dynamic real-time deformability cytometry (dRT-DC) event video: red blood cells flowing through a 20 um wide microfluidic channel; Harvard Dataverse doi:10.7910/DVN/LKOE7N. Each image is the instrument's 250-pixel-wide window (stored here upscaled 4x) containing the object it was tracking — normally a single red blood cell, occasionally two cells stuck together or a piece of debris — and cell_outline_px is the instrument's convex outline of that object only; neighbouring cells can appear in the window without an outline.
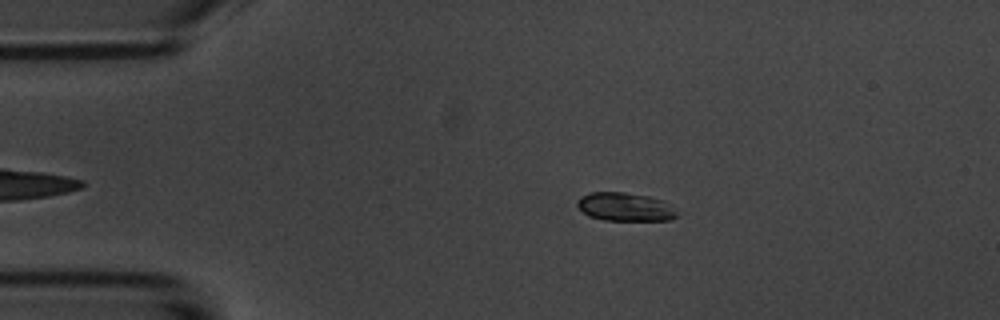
{"species": "common noctule bat (a hibernating species)", "species_latin": "Nyctalus noctula", "temperature_condition": "room temperature", "stored_images_in_passage": 5, "camera_frame_rate_fps": 3000, "um_per_image_px": 0.085, "animal": {"sex": "male", "body_mass_g": 20.1, "forearm_length_mm": 53.5}, "frame": {"image": 1, "passage_image": 3, "time_ms": 2.0, "image_size_px": [1000, 320], "cell_outline_px": [[676, 216], [672, 220], [604, 220], [588, 216], [576, 204], [576, 200], [580, 196], [592, 192], [624, 192], [648, 196], [664, 200]], "centroid_in_image_um": [53.06, 17.58], "position_along_channel_um": 31.9, "area_um2": 16.3}}
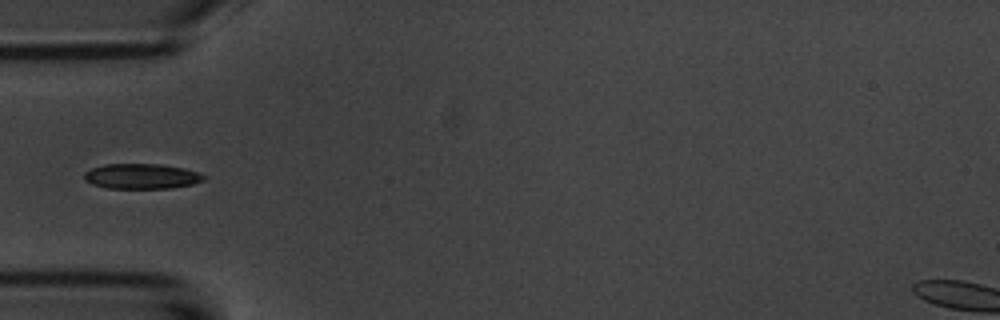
{"frame": {"image": 2, "passage_image": 5, "time_ms": 4.333, "image_size_px": [1000, 320], "cell_outline_px": [[204, 180], [192, 184], [172, 188], [108, 188], [92, 184], [84, 180], [84, 172], [92, 168], [104, 164], [160, 164], [184, 168], [196, 172], [204, 176]], "centroid_in_image_um": [12.0, 14.98], "position_along_channel_um": 73.0, "area_um2": 17.46}}